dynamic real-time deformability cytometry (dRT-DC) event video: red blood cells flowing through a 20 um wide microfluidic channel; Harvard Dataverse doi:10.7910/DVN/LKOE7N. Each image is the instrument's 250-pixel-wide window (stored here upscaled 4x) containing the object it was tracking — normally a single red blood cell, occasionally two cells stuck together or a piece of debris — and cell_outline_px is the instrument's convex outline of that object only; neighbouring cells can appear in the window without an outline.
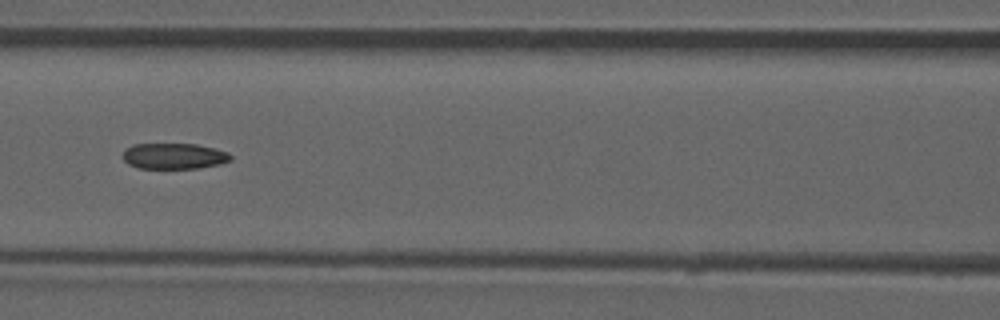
{"species": "common noctule bat (a hibernating species)", "species_latin": "Nyctalus noctula", "temperature_condition": "room temperature", "stored_images_in_passage": 52, "camera_frame_rate_fps": 3000, "um_per_image_px": 0.085, "animal": {"sex": "male", "forearm_length_mm": 52.5}, "frame": {"image": 1, "passage_image": 23, "time_ms": 7.333, "image_size_px": [1000, 320], "cell_outline_px": [[232, 160], [220, 164], [196, 168], [136, 168], [128, 164], [124, 160], [124, 148], [132, 144], [196, 144], [228, 152], [232, 156]], "centroid_in_image_um": [14.77, 13.26], "position_along_channel_um": 151.8, "area_um2": 16.24}, "authors_computed_cell_mechanics": {"area_um2": 17.1955, "velocity_mm_per_s": 3.9143, "shape_relaxation_time_tau1_ms": null, "shape_relaxation_time_tau2_ms": 3.1301, "deformation_change_tau1": null, "deformation_change_tau2": 0.1026}}